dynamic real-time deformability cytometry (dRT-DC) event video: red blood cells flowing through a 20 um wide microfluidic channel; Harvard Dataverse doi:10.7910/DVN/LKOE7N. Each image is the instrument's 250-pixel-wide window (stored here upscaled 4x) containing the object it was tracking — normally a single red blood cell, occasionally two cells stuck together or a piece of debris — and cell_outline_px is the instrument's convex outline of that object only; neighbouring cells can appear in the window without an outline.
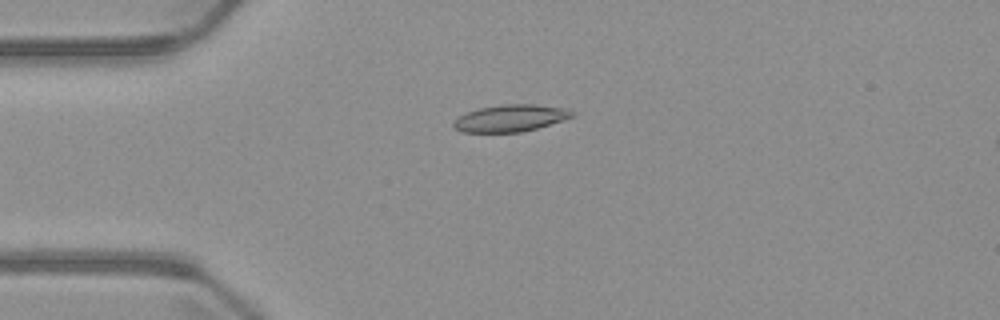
{"species": "common noctule bat (a hibernating species)", "species_latin": "Nyctalus noctula", "temperature_condition": "warm", "stored_images_in_passage": 5, "camera_frame_rate_fps": 3000, "um_per_image_px": 0.085, "animal": {"sex": "male", "body_mass_g": 23.1, "forearm_length_mm": 52.7}, "frame": {"image": 1, "passage_image": 3, "time_ms": 2.333, "image_size_px": [1000, 320], "cell_outline_px": [[576, 116], [564, 120], [536, 128], [520, 132], [460, 132], [452, 124], [460, 116], [468, 112], [480, 108], [504, 104], [536, 104], [568, 108], [576, 112]], "centroid_in_image_um": [43.47, 10.03], "position_along_channel_um": 41.5, "area_um2": 18.61}}
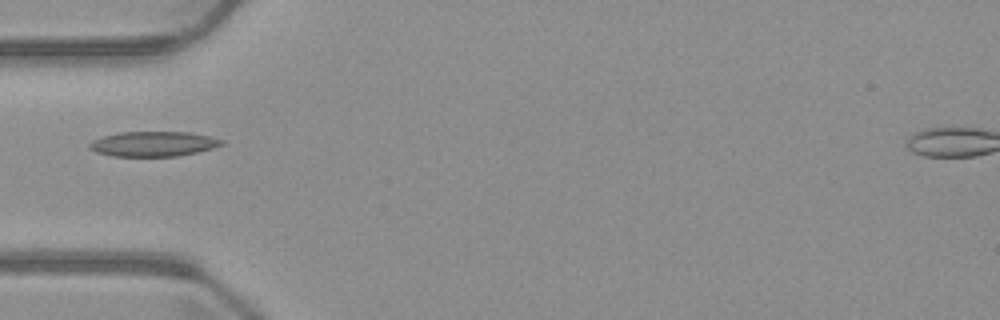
{"frame": {"image": 2, "passage_image": 4, "time_ms": 3.667, "image_size_px": [1000, 320], "cell_outline_px": [[224, 144], [212, 148], [196, 152], [176, 156], [112, 156], [96, 152], [88, 148], [88, 144], [92, 140], [104, 136], [120, 132], [188, 132], [212, 136], [224, 140]], "centroid_in_image_um": [13.03, 12.23], "position_along_channel_um": 72.0, "area_um2": 19.25}}
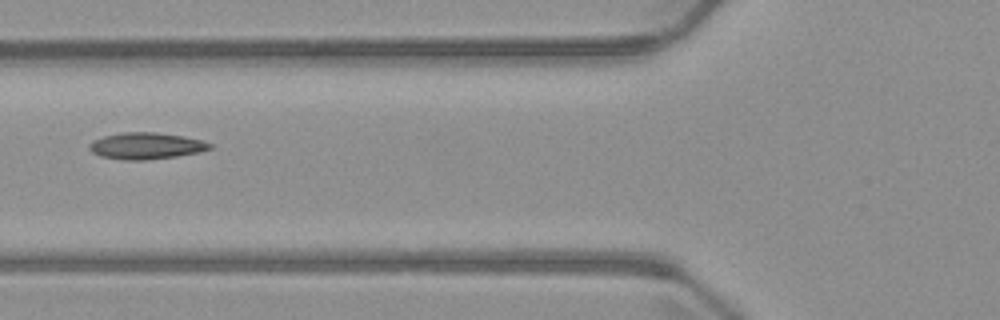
{"frame": {"image": 3, "passage_image": 5, "time_ms": 4.667, "image_size_px": [1000, 320], "cell_outline_px": [[212, 148], [200, 152], [176, 156], [144, 160], [124, 160], [100, 156], [92, 152], [88, 148], [88, 144], [92, 140], [104, 136], [120, 132], [156, 132], [184, 136], [200, 140], [212, 144]], "centroid_in_image_um": [12.38, 12.39], "position_along_channel_um": 113.4, "area_um2": 18.73}}